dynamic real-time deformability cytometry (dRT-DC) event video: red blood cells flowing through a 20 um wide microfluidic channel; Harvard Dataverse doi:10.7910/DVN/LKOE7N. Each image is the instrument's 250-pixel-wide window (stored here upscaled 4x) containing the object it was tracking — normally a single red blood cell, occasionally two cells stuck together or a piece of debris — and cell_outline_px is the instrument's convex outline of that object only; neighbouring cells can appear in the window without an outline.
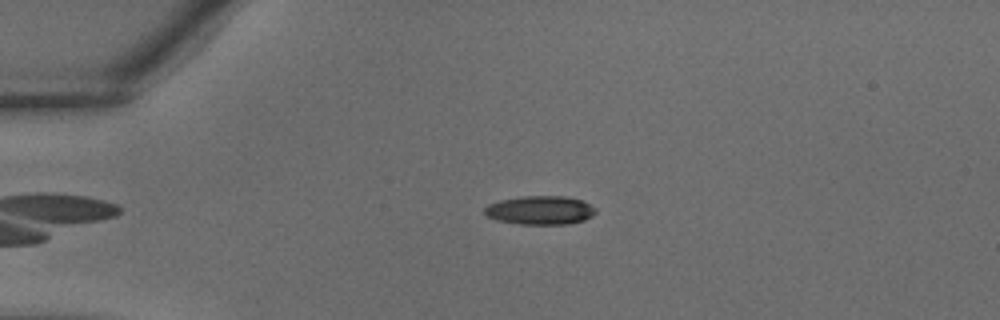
{"species": "common noctule bat (a hibernating species)", "species_latin": "Nyctalus noctula", "temperature_condition": "warm", "stored_images_in_passage": 13, "camera_frame_rate_fps": 3000, "um_per_image_px": 0.085, "animal": {"sex": "male", "body_mass_g": 18.8}, "frame": {"image": 1, "passage_image": 1, "time_ms": 0.0, "image_size_px": [1000, 320], "cell_outline_px": [[596, 212], [592, 216], [584, 220], [568, 224], [520, 224], [496, 220], [488, 216], [484, 212], [484, 208], [488, 204], [500, 200], [524, 196], [564, 196], [580, 200], [596, 208]], "centroid_in_image_um": [45.9, 17.87], "position_along_channel_um": 39.1, "area_um2": 18.5}}
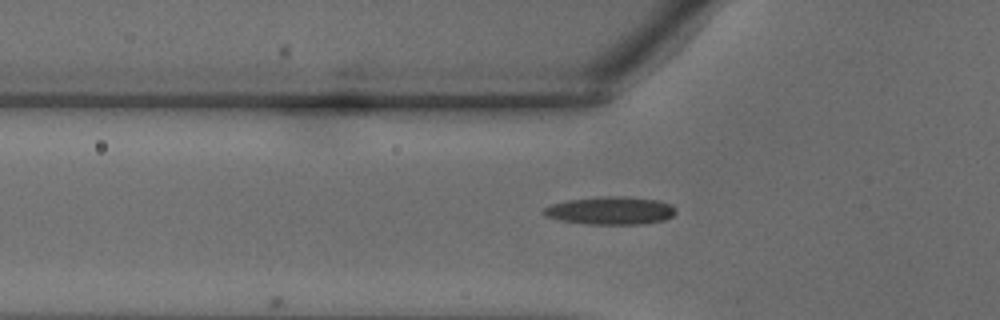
{"frame": {"image": 2, "passage_image": 5, "time_ms": 1.333, "image_size_px": [1000, 320], "cell_outline_px": [[676, 212], [672, 216], [664, 220], [644, 224], [588, 224], [560, 220], [544, 216], [540, 212], [544, 208], [552, 204], [568, 200], [604, 196], [624, 196], [660, 200], [672, 204]], "centroid_in_image_um": [51.9, 17.9], "position_along_channel_um": 73.9, "area_um2": 21.62}}
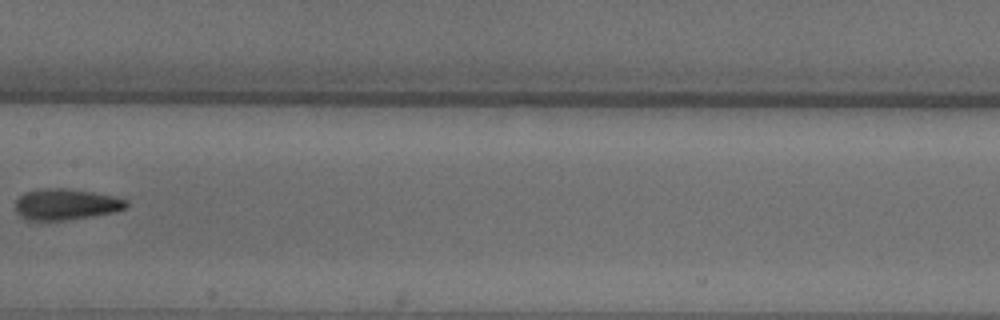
{"frame": {"image": 3, "passage_image": 12, "time_ms": 3.667, "image_size_px": [1000, 320], "cell_outline_px": [[128, 204], [124, 208], [116, 212], [68, 220], [24, 220], [16, 212], [16, 200], [24, 192], [44, 188], [64, 188], [92, 192], [112, 196], [128, 200]], "centroid_in_image_um": [5.58, 17.37], "position_along_channel_um": 201.8, "area_um2": 20.11}}